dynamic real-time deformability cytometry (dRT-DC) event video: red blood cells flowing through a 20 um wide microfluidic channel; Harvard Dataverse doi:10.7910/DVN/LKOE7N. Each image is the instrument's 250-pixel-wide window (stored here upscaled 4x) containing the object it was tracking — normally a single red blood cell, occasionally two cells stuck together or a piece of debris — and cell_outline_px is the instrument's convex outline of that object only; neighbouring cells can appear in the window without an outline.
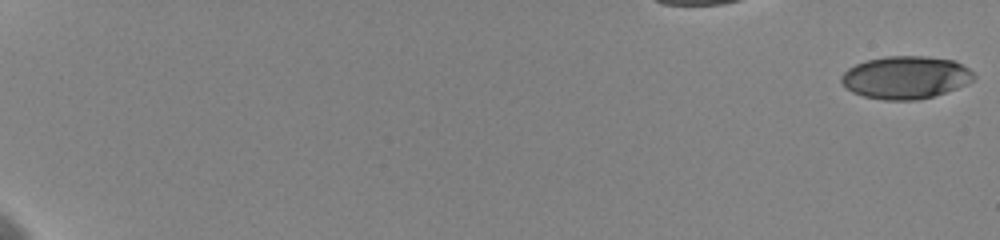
{"species": "human", "species_latin": "Homo sapiens", "temperature_condition": "cold", "stored_images_in_passage": 67, "camera_frame_rate_fps": 3000, "um_per_image_px": 0.085, "donor": {"sex": "female"}, "frame": {"image": 1, "passage_image": 1, "time_ms": 0.0, "image_size_px": [1000, 240], "cell_outline_px": [[976, 76], [972, 80], [956, 88], [932, 96], [916, 100], [884, 100], [864, 96], [852, 92], [840, 80], [840, 76], [848, 68], [856, 64], [868, 60], [884, 56], [924, 56], [952, 60], [968, 68]], "centroid_in_image_um": [76.95, 6.58], "position_along_channel_um": 8.1, "area_um2": 32.6}}
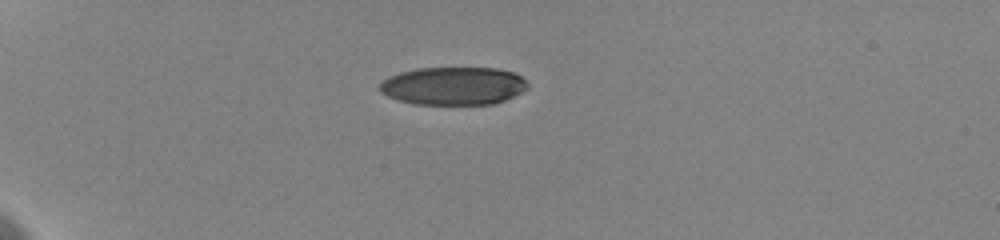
{"frame": {"image": 2, "passage_image": 28, "time_ms": 6.0, "image_size_px": [1000, 240], "cell_outline_px": [[528, 88], [504, 100], [492, 104], [416, 104], [400, 100], [388, 96], [380, 92], [376, 88], [388, 76], [400, 72], [416, 68], [496, 68], [512, 72], [520, 76], [528, 84]], "centroid_in_image_um": [38.5, 7.29], "position_along_channel_um": 46.5, "area_um2": 32.66}}
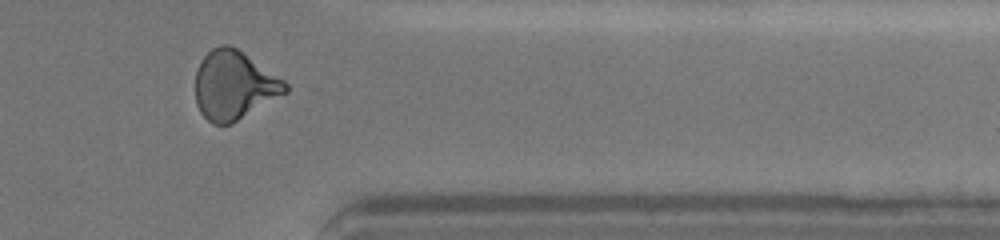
{"frame": {"image": 3, "passage_image": 54, "time_ms": 17.0, "image_size_px": [1000, 240], "cell_outline_px": [[288, 92], [232, 124], [212, 124], [200, 112], [196, 104], [196, 72], [200, 60], [212, 48], [220, 44], [228, 44], [244, 52], [284, 80], [288, 84]], "centroid_in_image_um": [19.9, 7.24], "position_along_channel_um": 391.5, "area_um2": 36.18}, "authors_computed_cell_mechanics": {"area_um2": 34.391, "velocity_mm_per_s": 3.6239, "shape_relaxation_time_tau1_ms": 9.528, "shape_relaxation_time_tau2_ms": 3.1279, "deformation_change_tau1": 0.199, "deformation_change_tau2": 0.0984}}